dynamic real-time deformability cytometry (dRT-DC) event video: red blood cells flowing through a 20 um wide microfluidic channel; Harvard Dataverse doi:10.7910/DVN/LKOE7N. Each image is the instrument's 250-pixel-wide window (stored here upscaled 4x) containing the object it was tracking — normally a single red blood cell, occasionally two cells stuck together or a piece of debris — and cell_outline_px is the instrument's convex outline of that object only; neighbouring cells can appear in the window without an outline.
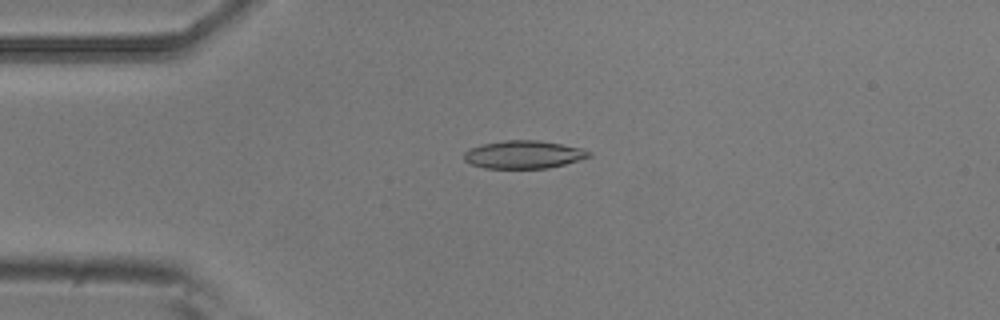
{"species": "common noctule bat (a hibernating species)", "species_latin": "Nyctalus noctula", "temperature_condition": "room temperature", "stored_images_in_passage": 7, "camera_frame_rate_fps": 3000, "um_per_image_px": 0.085, "animal": {"sex": "male", "body_mass_g": 20.5, "forearm_length_mm": 52.5}, "frame": {"image": 1, "passage_image": 4, "time_ms": 1.0, "image_size_px": [1000, 320], "cell_outline_px": [[592, 156], [580, 160], [548, 168], [484, 168], [472, 164], [464, 160], [464, 152], [468, 148], [480, 144], [504, 140], [536, 140], [560, 144], [580, 148], [592, 152]], "centroid_in_image_um": [44.48, 13.13], "position_along_channel_um": 40.5, "area_um2": 20.35}}
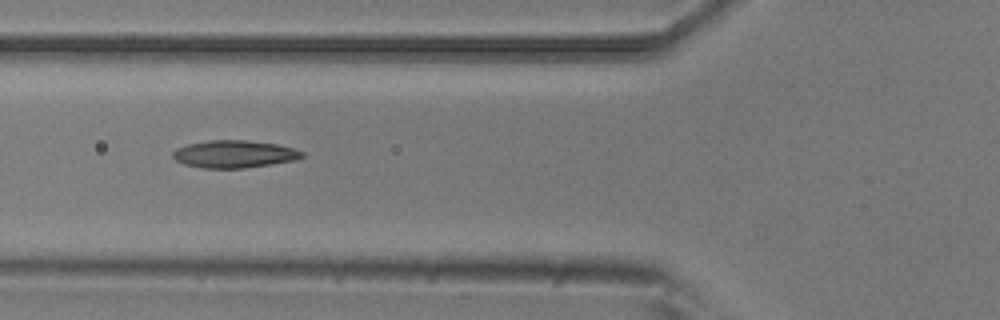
{"frame": {"image": 2, "passage_image": 6, "time_ms": 1.667, "image_size_px": [1000, 320], "cell_outline_px": [[304, 156], [296, 160], [244, 168], [204, 168], [184, 164], [176, 160], [172, 156], [172, 152], [176, 148], [188, 144], [208, 140], [248, 140], [280, 144], [304, 152]], "centroid_in_image_um": [19.92, 13.09], "position_along_channel_um": 105.9, "area_um2": 20.75}}
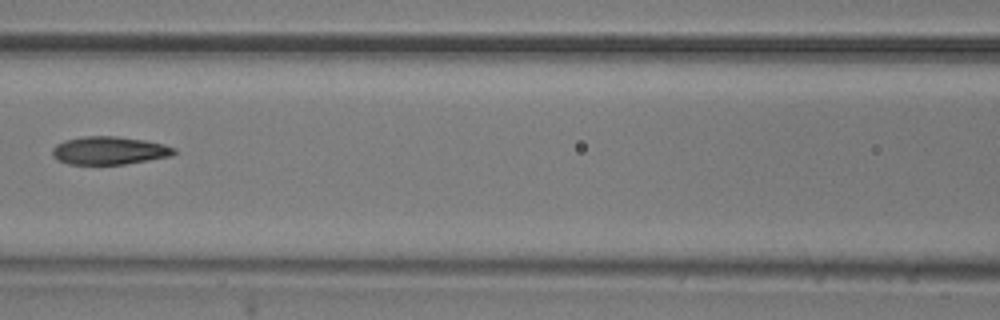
{"frame": {"image": 3, "passage_image": 7, "time_ms": 2.0, "image_size_px": [1000, 320], "cell_outline_px": [[176, 152], [172, 156], [124, 164], [68, 164], [56, 160], [52, 156], [52, 148], [56, 144], [64, 140], [84, 136], [116, 136], [144, 140], [164, 144], [176, 148]], "centroid_in_image_um": [9.27, 12.79], "position_along_channel_um": 157.3, "area_um2": 20.0}}